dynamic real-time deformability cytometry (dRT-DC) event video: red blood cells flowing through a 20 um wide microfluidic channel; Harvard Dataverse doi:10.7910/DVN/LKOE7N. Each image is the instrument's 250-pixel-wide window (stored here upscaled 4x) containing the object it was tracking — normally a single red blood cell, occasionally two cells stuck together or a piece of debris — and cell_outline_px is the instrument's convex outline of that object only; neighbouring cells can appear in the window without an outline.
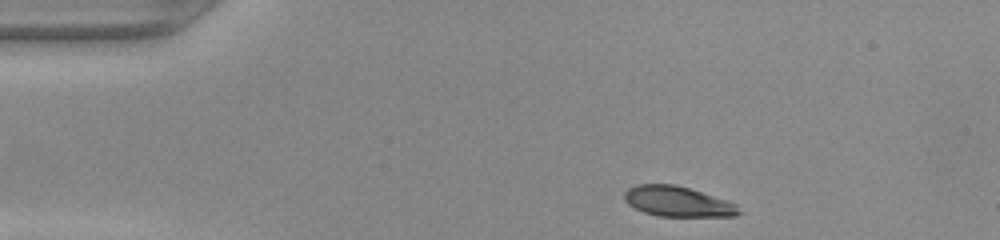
{"species": "common noctule bat (a hibernating species)", "species_latin": "Nyctalus noctula", "temperature_condition": "warm", "stored_images_in_passage": 33, "camera_frame_rate_fps": 3000, "um_per_image_px": 0.085, "animal": {"sex": "female", "body_mass_g": 22.0, "forearm_length_mm": 56.7}, "frame": {"image": 1, "passage_image": 1, "time_ms": 0.0, "image_size_px": [1000, 240], "cell_outline_px": [[744, 212], [736, 216], [660, 216], [644, 212], [628, 204], [624, 200], [624, 192], [628, 188], [636, 184], [676, 184], [728, 200], [736, 204]], "centroid_in_image_um": [57.63, 17.12], "position_along_channel_um": 27.4, "area_um2": 20.35}}
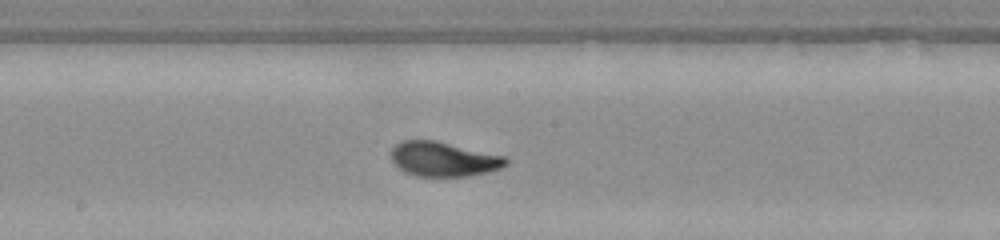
{"frame": {"image": 2, "passage_image": 19, "time_ms": 6.0, "image_size_px": [1000, 240], "cell_outline_px": [[508, 164], [500, 168], [488, 172], [468, 176], [416, 176], [404, 172], [392, 160], [392, 148], [396, 144], [404, 140], [436, 140], [504, 156], [508, 160]], "centroid_in_image_um": [37.71, 13.52], "position_along_channel_um": 210.5, "area_um2": 23.0}}
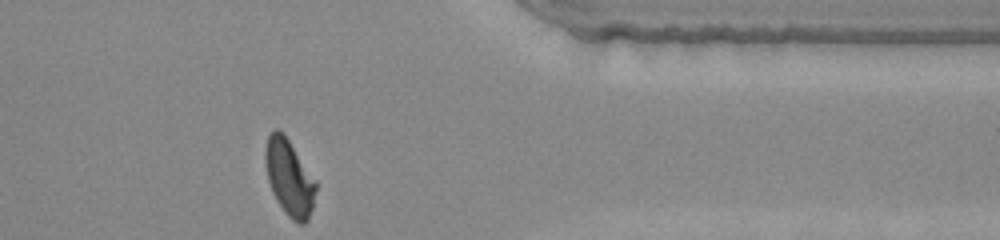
{"frame": {"image": 3, "passage_image": 33, "time_ms": 10.667, "image_size_px": [1000, 240], "cell_outline_px": [[316, 188], [312, 208], [308, 220], [304, 224], [300, 224], [292, 220], [284, 212], [276, 200], [272, 192], [268, 180], [264, 160], [264, 152], [268, 136], [276, 128], [284, 132], [316, 180]], "centroid_in_image_um": [24.58, 15.09], "position_along_channel_um": 386.8, "area_um2": 22.6}}